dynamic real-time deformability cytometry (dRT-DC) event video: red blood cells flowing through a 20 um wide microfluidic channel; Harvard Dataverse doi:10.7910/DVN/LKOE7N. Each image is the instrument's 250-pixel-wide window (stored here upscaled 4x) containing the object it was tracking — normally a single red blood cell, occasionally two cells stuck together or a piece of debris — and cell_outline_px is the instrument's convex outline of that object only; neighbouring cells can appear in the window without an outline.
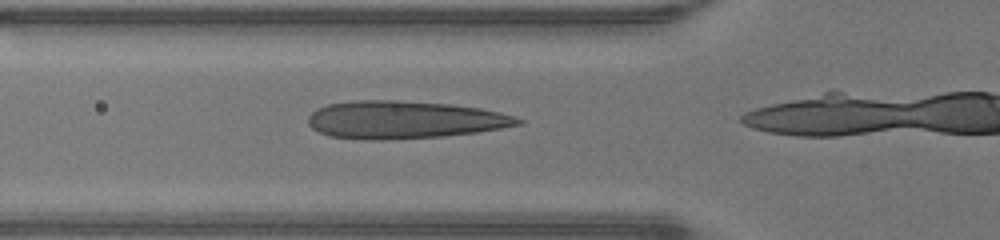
{"species": "human", "species_latin": "Homo sapiens", "temperature_condition": "warm", "stored_images_in_passage": 15, "camera_frame_rate_fps": 3000, "um_per_image_px": 0.085, "donor": {"sex": "male"}, "frame": {"image": 1, "passage_image": 11, "time_ms": 3.333, "image_size_px": [1000, 240], "cell_outline_px": [[524, 120], [520, 124], [500, 128], [476, 132], [444, 136], [384, 140], [368, 140], [328, 136], [312, 128], [308, 124], [308, 116], [316, 108], [328, 104], [352, 100], [400, 100], [452, 104], [480, 108], [500, 112]], "centroid_in_image_um": [34.31, 10.17], "position_along_channel_um": 91.5, "area_um2": 46.24}}